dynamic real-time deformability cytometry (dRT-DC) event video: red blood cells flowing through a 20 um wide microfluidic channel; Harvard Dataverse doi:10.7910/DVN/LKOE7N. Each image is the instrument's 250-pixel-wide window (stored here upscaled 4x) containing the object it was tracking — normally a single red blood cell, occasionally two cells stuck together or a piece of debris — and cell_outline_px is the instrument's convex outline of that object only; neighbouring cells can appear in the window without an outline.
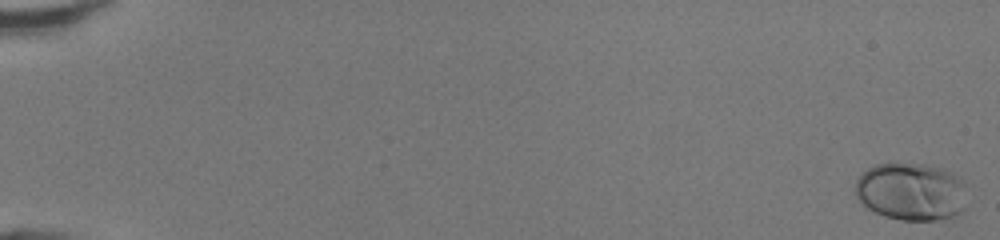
{"species": "human", "species_latin": "Homo sapiens", "temperature_condition": "room temperature", "stored_images_in_passage": 49, "camera_frame_rate_fps": 3000, "um_per_image_px": 0.085, "donor": {"sex": "female"}, "frame": {"image": 1, "passage_image": 1, "time_ms": 0.0, "image_size_px": [1000, 240], "cell_outline_px": [[964, 208], [956, 216], [936, 220], [900, 220], [884, 216], [868, 208], [856, 196], [856, 180], [868, 168], [876, 164], [896, 160], [924, 164], [944, 168], [960, 176], [964, 184]], "centroid_in_image_um": [77.45, 16.24], "position_along_channel_um": 7.5, "area_um2": 38.26}}
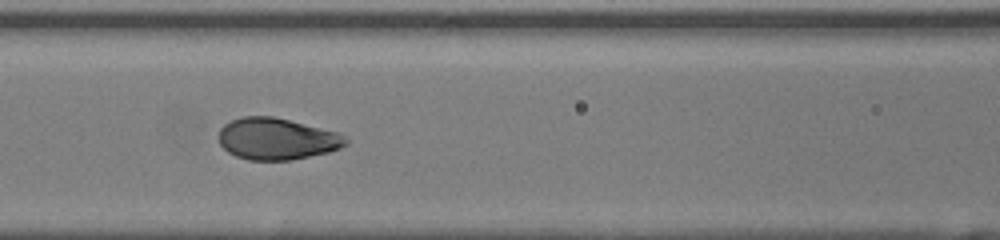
{"frame": {"image": 2, "passage_image": 24, "time_ms": 7.667, "image_size_px": [1000, 240], "cell_outline_px": [[348, 144], [340, 148], [328, 152], [292, 160], [248, 160], [236, 156], [228, 152], [220, 144], [216, 136], [220, 128], [224, 124], [232, 120], [244, 116], [272, 116], [336, 132], [344, 136], [348, 140]], "centroid_in_image_um": [23.48, 11.81], "position_along_channel_um": 143.1, "area_um2": 30.81}}
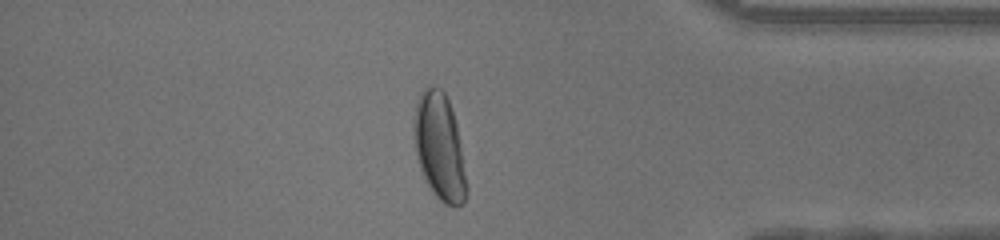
{"frame": {"image": 3, "passage_image": 43, "time_ms": 14.0, "image_size_px": [1000, 240], "cell_outline_px": [[468, 192], [464, 200], [460, 204], [444, 204], [432, 192], [416, 160], [412, 128], [416, 100], [420, 92], [428, 84], [432, 84], [440, 88], [444, 92], [448, 100], [456, 124], [468, 184]], "centroid_in_image_um": [37.32, 12.44], "position_along_channel_um": 397.9, "area_um2": 33.0}, "authors_computed_cell_mechanics": {"area_um2": 31.4432, "velocity_mm_per_s": 4.3285, "shape_relaxation_time_tau1_ms": 3.0181, "shape_relaxation_time_tau2_ms": null, "deformation_change_tau1": 0.1747, "deformation_change_tau2": null}}